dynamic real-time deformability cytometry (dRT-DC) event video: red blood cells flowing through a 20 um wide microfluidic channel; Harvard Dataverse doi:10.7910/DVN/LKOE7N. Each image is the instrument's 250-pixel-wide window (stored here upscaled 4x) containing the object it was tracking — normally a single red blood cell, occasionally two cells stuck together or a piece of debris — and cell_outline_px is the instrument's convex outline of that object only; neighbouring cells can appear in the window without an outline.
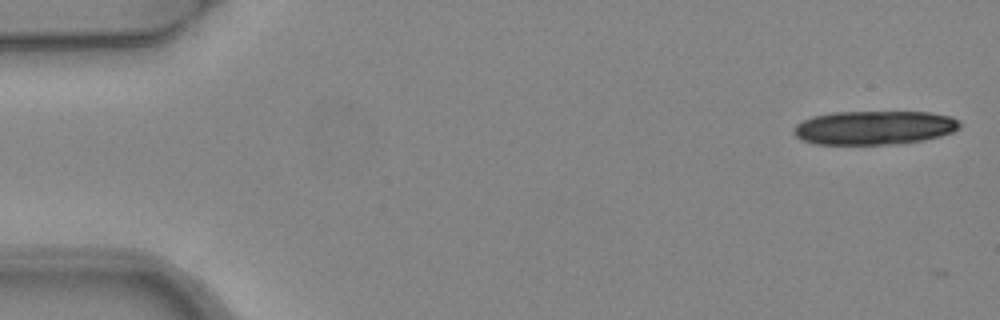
{"species": "common noctule bat (a hibernating species)", "species_latin": "Nyctalus noctula", "temperature_condition": "warm", "stored_images_in_passage": 6, "camera_frame_rate_fps": 3000, "um_per_image_px": 0.085, "animal": {"sex": "female", "body_mass_g": 24.6, "forearm_length_mm": 56.2}, "frame": {"image": 1, "passage_image": 1, "time_ms": 0.0, "image_size_px": [1000, 320], "cell_outline_px": [[960, 128], [952, 132], [940, 136], [924, 140], [900, 144], [816, 144], [800, 140], [792, 132], [792, 128], [796, 124], [812, 116], [832, 112], [928, 112], [952, 116], [960, 120]], "centroid_in_image_um": [74.31, 10.85], "position_along_channel_um": 10.7, "area_um2": 33.12}}